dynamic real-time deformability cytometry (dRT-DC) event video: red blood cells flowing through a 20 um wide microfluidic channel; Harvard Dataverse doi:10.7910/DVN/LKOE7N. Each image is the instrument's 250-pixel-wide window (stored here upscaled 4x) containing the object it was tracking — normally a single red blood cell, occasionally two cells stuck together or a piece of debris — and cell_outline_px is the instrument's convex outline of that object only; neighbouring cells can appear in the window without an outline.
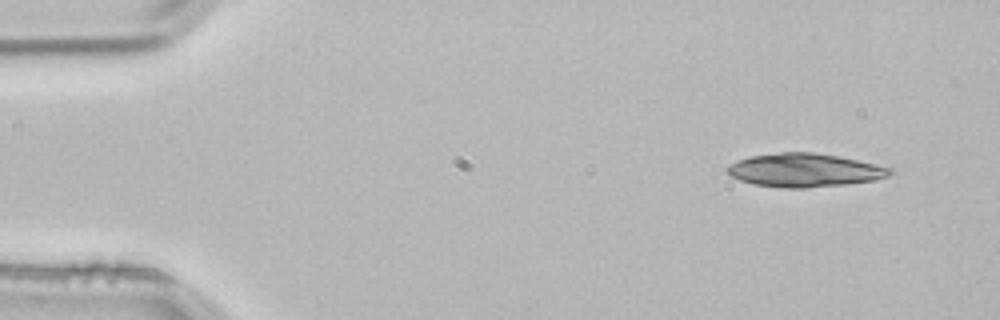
{"species": "common noctule bat (a hibernating species)", "species_latin": "Nyctalus noctula", "temperature_condition": "room temperature", "stored_images_in_passage": 4, "camera_frame_rate_fps": 3000, "um_per_image_px": 0.085, "animal": {"sex": "male", "body_mass_g": 21.5, "forearm_length_mm": 52.0}, "frame": {"image": 1, "passage_image": 1, "time_ms": 0.0, "image_size_px": [1000, 320], "cell_outline_px": [[896, 172], [888, 176], [876, 180], [844, 184], [808, 188], [780, 188], [752, 184], [728, 176], [724, 172], [724, 168], [728, 164], [736, 160], [752, 156], [780, 152], [812, 152], [836, 156], [876, 164], [892, 168]], "centroid_in_image_um": [68.33, 14.47], "position_along_channel_um": 16.7, "area_um2": 32.08}}
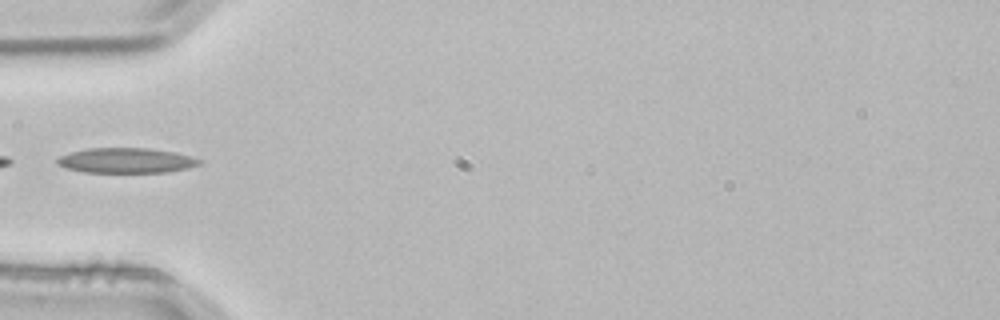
{"frame": {"image": 2, "passage_image": 4, "time_ms": 1.0, "image_size_px": [1000, 320], "cell_outline_px": [[204, 160], [200, 164], [188, 168], [164, 172], [84, 172], [68, 168], [56, 164], [56, 160], [60, 156], [72, 152], [88, 148], [148, 148], [172, 152], [192, 156]], "centroid_in_image_um": [10.75, 13.64], "position_along_channel_um": 74.3, "area_um2": 20.63}}